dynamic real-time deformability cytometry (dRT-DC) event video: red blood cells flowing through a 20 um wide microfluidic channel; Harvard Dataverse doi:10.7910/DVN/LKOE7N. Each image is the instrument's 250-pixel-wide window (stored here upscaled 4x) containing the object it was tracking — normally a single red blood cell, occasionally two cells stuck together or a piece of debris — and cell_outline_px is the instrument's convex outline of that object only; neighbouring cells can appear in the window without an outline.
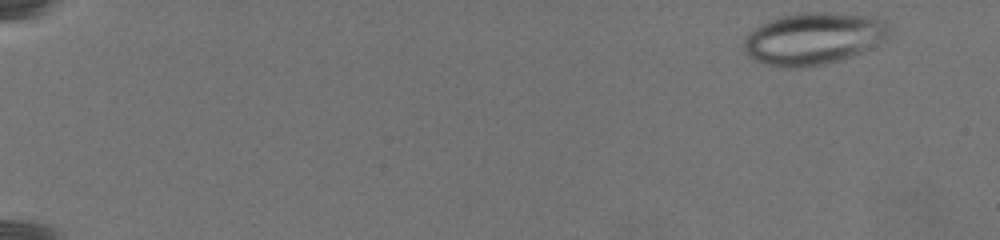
{"species": "common noctule bat (a hibernating species)", "species_latin": "Nyctalus noctula", "temperature_condition": "warm", "stored_images_in_passage": 62, "camera_frame_rate_fps": 3000, "um_per_image_px": 0.085, "animal": {"sex": "female", "body_mass_g": 19.5, "forearm_length_mm": 54.1}, "frame": {"image": 1, "passage_image": 1, "time_ms": 0.0, "image_size_px": [1000, 240], "cell_outline_px": [[892, 28], [888, 40], [860, 52], [840, 60], [824, 64], [800, 68], [788, 68], [768, 64], [756, 60], [748, 56], [744, 52], [744, 40], [748, 32], [780, 16], [800, 12], [824, 12], [872, 16], [884, 20]], "centroid_in_image_um": [69.2, 3.27], "position_along_channel_um": 15.8, "area_um2": 44.22}}
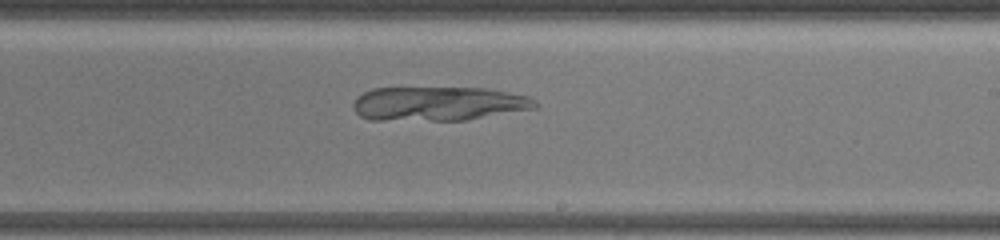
{"frame": {"image": 2, "passage_image": 45, "time_ms": 14.667, "image_size_px": [1000, 240], "cell_outline_px": [[540, 104], [536, 108], [464, 120], [368, 120], [360, 116], [352, 108], [352, 104], [356, 96], [372, 88], [488, 88], [528, 96], [536, 100]], "centroid_in_image_um": [37.24, 8.81], "position_along_channel_um": 251.8, "area_um2": 36.41}}
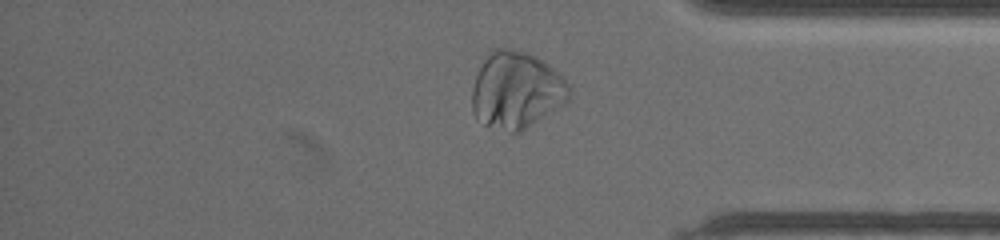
{"frame": {"image": 3, "passage_image": 56, "time_ms": 20.0, "image_size_px": [1000, 240], "cell_outline_px": [[572, 96], [564, 104], [520, 132], [512, 132], [484, 124], [476, 120], [472, 112], [472, 88], [476, 76], [484, 60], [492, 48], [508, 48], [524, 52], [536, 56], [552, 68], [568, 84]], "centroid_in_image_um": [43.87, 7.67], "position_along_channel_um": 391.3, "area_um2": 43.23}}